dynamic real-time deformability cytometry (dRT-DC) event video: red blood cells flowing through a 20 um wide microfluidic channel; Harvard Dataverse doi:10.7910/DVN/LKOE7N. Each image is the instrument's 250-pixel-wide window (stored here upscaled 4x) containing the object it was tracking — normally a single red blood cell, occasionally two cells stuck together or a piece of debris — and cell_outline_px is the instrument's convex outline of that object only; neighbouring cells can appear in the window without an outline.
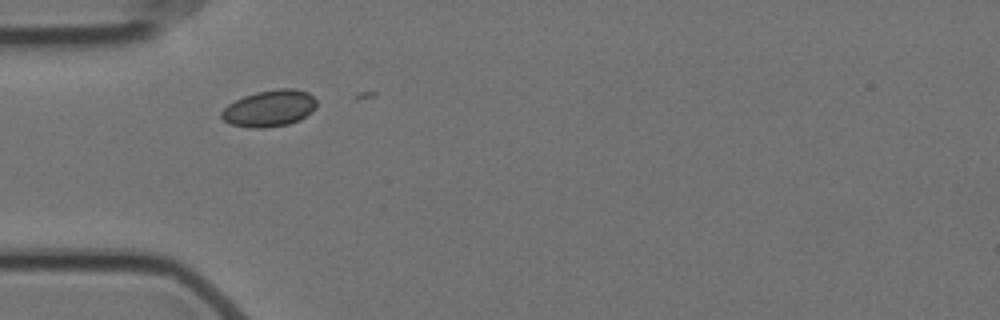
{"species": "Egyptian fruit bat (a non-hibernating species)", "species_latin": "Rousettus aegyptiacus", "temperature_condition": "cold", "stored_images_in_passage": 6, "camera_frame_rate_fps": 3000, "um_per_image_px": 0.085, "animal": {"sex": "female"}, "frame": {"image": 1, "passage_image": 1, "time_ms": 0.0, "image_size_px": [1000, 320], "cell_outline_px": [[316, 108], [312, 112], [300, 120], [288, 124], [264, 128], [256, 128], [232, 124], [224, 120], [220, 116], [220, 112], [228, 104], [244, 96], [256, 92], [276, 88], [296, 88], [308, 92], [316, 100]], "centroid_in_image_um": [22.93, 9.19], "position_along_channel_um": 62.1, "area_um2": 20.35}}
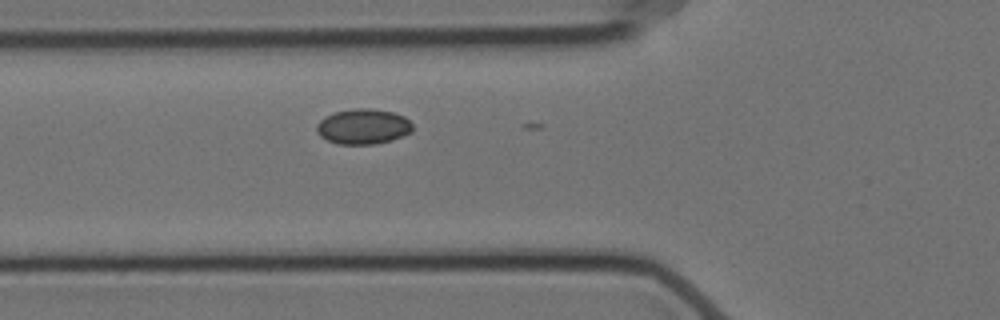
{"frame": {"image": 2, "passage_image": 4, "time_ms": 1.0, "image_size_px": [1000, 320], "cell_outline_px": [[412, 132], [404, 136], [392, 140], [372, 144], [336, 144], [320, 136], [316, 132], [316, 124], [324, 116], [336, 112], [352, 108], [372, 108], [392, 112], [404, 116], [412, 124]], "centroid_in_image_um": [30.86, 10.75], "position_along_channel_um": 94.9, "area_um2": 19.88}}